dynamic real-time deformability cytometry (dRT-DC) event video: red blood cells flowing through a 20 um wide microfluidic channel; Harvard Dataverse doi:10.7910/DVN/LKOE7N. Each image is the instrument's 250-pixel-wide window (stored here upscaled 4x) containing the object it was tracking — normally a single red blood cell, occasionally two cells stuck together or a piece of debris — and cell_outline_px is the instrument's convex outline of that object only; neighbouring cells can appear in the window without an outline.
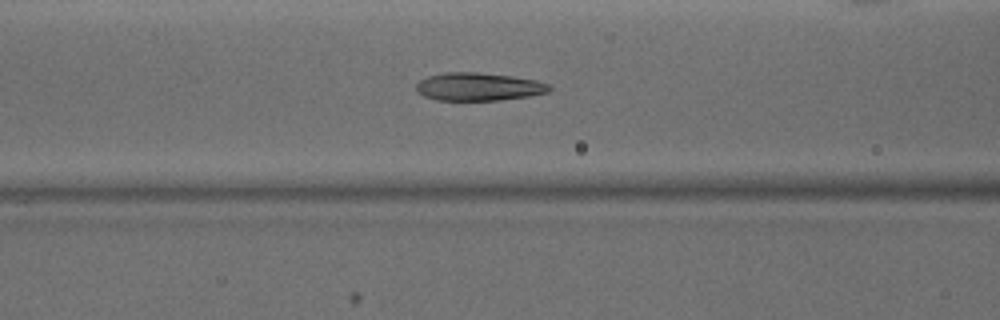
{"species": "common noctule bat (a hibernating species)", "species_latin": "Nyctalus noctula", "temperature_condition": "warm", "stored_images_in_passage": 47, "camera_frame_rate_fps": 3000, "um_per_image_px": 0.085, "animal": {"sex": "male", "body_mass_g": 15.6}, "frame": {"image": 1, "passage_image": 18, "time_ms": 5.667, "image_size_px": [1000, 320], "cell_outline_px": [[552, 88], [548, 92], [528, 96], [500, 100], [436, 100], [424, 96], [416, 92], [416, 84], [420, 80], [428, 76], [444, 72], [476, 72], [512, 76], [536, 80], [548, 84]], "centroid_in_image_um": [40.65, 7.37], "position_along_channel_um": 126.0, "area_um2": 21.73}}
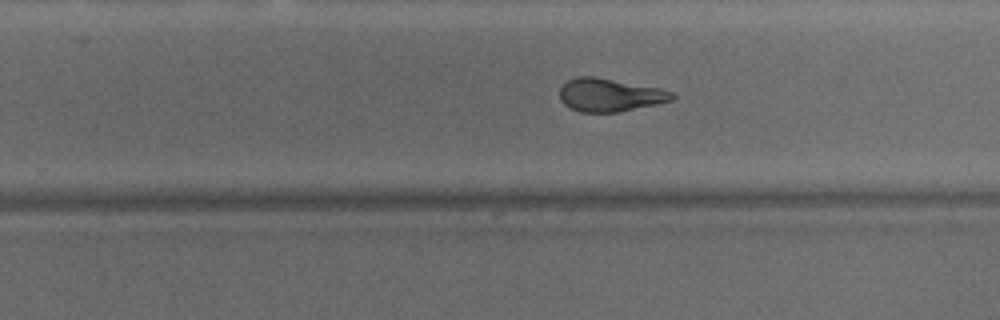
{"frame": {"image": 2, "passage_image": 29, "time_ms": 9.333, "image_size_px": [1000, 320], "cell_outline_px": [[676, 96], [672, 100], [656, 104], [620, 112], [580, 112], [564, 104], [560, 100], [560, 88], [568, 80], [576, 76], [592, 76], [660, 88], [672, 92]], "centroid_in_image_um": [51.82, 8.07], "position_along_channel_um": 278.0, "area_um2": 21.56}}
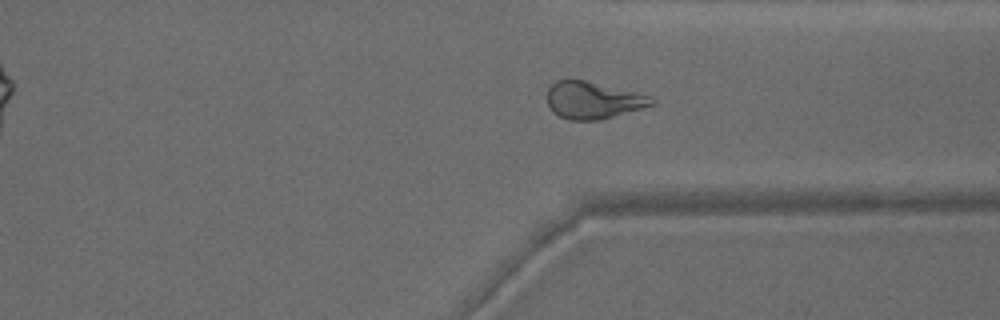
{"frame": {"image": 3, "passage_image": 35, "time_ms": 11.333, "image_size_px": [1000, 320], "cell_outline_px": [[656, 104], [600, 120], [568, 120], [552, 112], [548, 104], [548, 88], [556, 80], [568, 76], [640, 92], [656, 100]], "centroid_in_image_um": [50.4, 8.48], "position_along_channel_um": 361.0, "area_um2": 23.18}, "authors_computed_cell_mechanics": {"area_um2": 23.1778, "velocity_mm_per_s": 4.1572, "shape_relaxation_time_tau1_ms": null, "shape_relaxation_time_tau2_ms": 1.7346, "deformation_change_tau1": null, "deformation_change_tau2": 0.089}}